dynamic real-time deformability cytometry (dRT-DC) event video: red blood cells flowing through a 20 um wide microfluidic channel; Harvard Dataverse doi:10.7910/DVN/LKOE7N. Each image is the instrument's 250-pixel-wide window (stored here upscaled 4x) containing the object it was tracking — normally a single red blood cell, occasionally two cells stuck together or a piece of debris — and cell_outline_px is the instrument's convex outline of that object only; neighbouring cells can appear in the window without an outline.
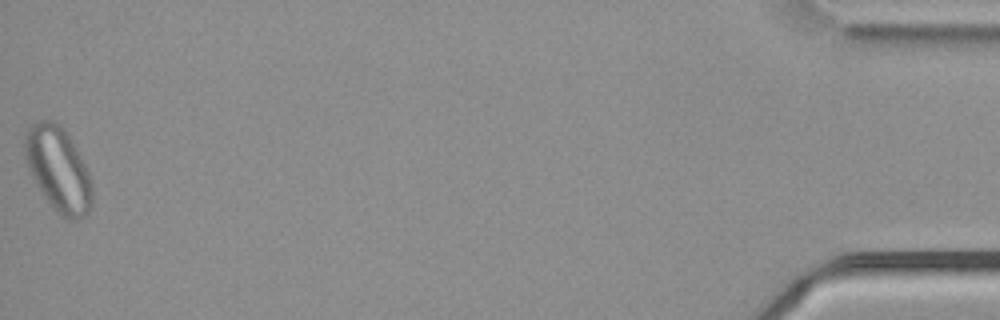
{"species": "common noctule bat (a hibernating species)", "species_latin": "Nyctalus noctula", "temperature_condition": "cold", "stored_images_in_passage": 51, "camera_frame_rate_fps": 3000, "um_per_image_px": 0.085, "animal": {"sex": "male", "body_mass_g": 21.5, "forearm_length_mm": 52.0}, "frame": {"image": 1, "passage_image": 51, "time_ms": 16.667, "image_size_px": [1000, 320], "cell_outline_px": [[92, 204], [88, 216], [72, 220], [68, 220], [48, 200], [36, 184], [28, 172], [24, 160], [24, 140], [32, 124], [40, 120], [48, 120], [56, 124], [68, 136], [84, 164], [92, 180]], "centroid_in_image_um": [4.95, 14.42], "position_along_channel_um": 430.3, "area_um2": 32.48}, "authors_computed_cell_mechanics": {"area_um2": 26.9926, "velocity_mm_per_s": 3.7062, "shape_relaxation_time_tau1_ms": null, "shape_relaxation_time_tau2_ms": 2.7058, "deformation_change_tau1": null, "deformation_change_tau2": 0.0546}}